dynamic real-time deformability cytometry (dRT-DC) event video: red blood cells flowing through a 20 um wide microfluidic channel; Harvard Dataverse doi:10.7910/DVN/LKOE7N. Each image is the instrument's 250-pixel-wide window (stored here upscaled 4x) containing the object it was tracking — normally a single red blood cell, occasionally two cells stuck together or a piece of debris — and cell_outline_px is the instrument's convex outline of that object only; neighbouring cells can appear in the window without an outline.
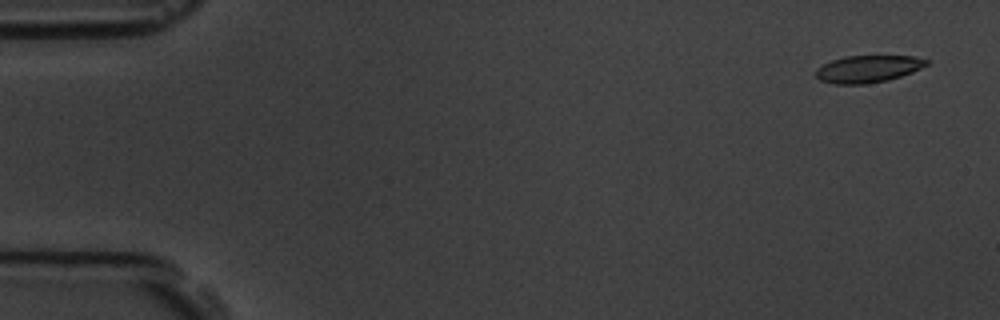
{"species": "common noctule bat (a hibernating species)", "species_latin": "Nyctalus noctula", "temperature_condition": "room temperature", "stored_images_in_passage": 6, "segment_of_instrument_passage": [2, 2], "camera_frame_rate_fps": 3000, "um_per_image_px": 0.085, "animal": {"sex": "male", "body_mass_g": 19.5, "forearm_length_mm": 54.6}, "frame": {"image": 1, "passage_image": 6, "time_ms": 6.0, "image_size_px": [1000, 320], "cell_outline_px": [[928, 64], [912, 72], [888, 80], [864, 84], [836, 84], [820, 80], [816, 76], [816, 68], [832, 60], [844, 56], [912, 56], [928, 60]], "centroid_in_image_um": [73.76, 5.86], "position_along_channel_um": 11.2, "area_um2": 17.34}}